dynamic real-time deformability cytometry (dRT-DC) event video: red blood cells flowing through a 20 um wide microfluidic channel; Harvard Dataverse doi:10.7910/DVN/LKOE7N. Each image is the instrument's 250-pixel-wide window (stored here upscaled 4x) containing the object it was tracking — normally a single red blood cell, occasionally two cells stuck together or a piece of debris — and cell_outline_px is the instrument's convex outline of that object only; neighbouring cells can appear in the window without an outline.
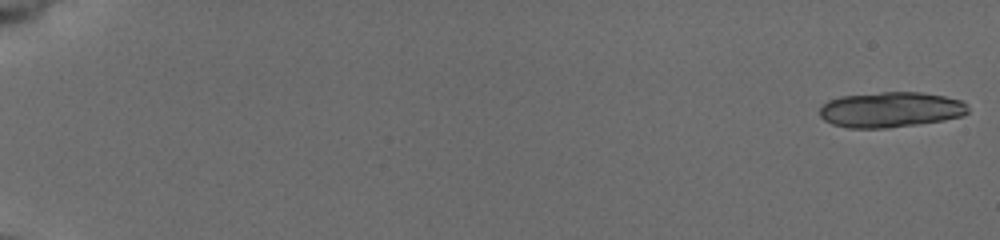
{"species": "common noctule bat (a hibernating species)", "species_latin": "Nyctalus noctula", "temperature_condition": "cold", "stored_images_in_passage": 11, "camera_frame_rate_fps": 3000, "um_per_image_px": 0.085, "animal": {"sex": "female", "body_mass_g": 19.5, "forearm_length_mm": 54.1}, "frame": {"image": 1, "passage_image": 1, "time_ms": 0.0, "image_size_px": [1000, 240], "cell_outline_px": [[968, 112], [964, 116], [944, 120], [888, 128], [848, 128], [832, 124], [824, 120], [820, 116], [820, 108], [828, 100], [840, 96], [880, 92], [920, 92], [944, 96], [960, 100], [968, 108]], "centroid_in_image_um": [75.68, 9.32], "position_along_channel_um": 9.3, "area_um2": 30.63}}
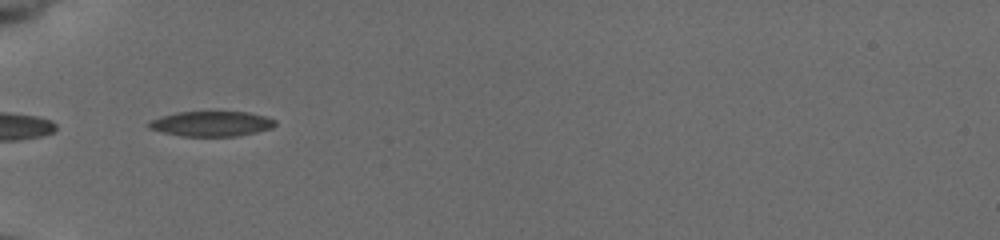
{"frame": {"image": 2, "passage_image": 10, "time_ms": 7.0, "image_size_px": [1000, 240], "cell_outline_px": [[276, 124], [272, 128], [256, 132], [236, 136], [180, 136], [160, 132], [148, 128], [144, 124], [148, 120], [160, 116], [176, 112], [248, 112], [264, 116], [276, 120]], "centroid_in_image_um": [17.89, 10.52], "position_along_channel_um": 67.1, "area_um2": 18.73}}
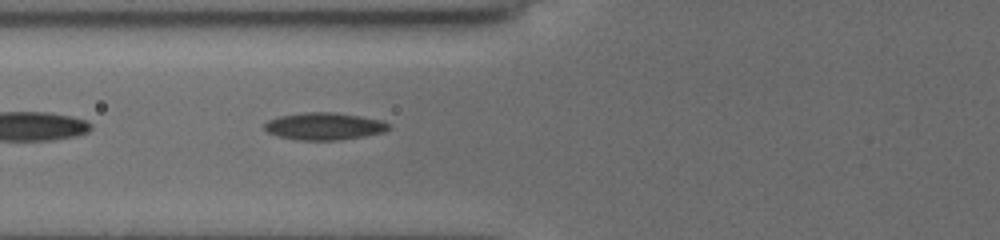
{"frame": {"image": 3, "passage_image": 11, "time_ms": 8.0, "image_size_px": [1000, 240], "cell_outline_px": [[392, 128], [384, 132], [364, 136], [340, 140], [296, 140], [276, 136], [268, 132], [264, 128], [264, 124], [268, 120], [280, 116], [304, 112], [336, 112], [384, 120]], "centroid_in_image_um": [27.57, 10.73], "position_along_channel_um": 98.2, "area_um2": 19.94}}